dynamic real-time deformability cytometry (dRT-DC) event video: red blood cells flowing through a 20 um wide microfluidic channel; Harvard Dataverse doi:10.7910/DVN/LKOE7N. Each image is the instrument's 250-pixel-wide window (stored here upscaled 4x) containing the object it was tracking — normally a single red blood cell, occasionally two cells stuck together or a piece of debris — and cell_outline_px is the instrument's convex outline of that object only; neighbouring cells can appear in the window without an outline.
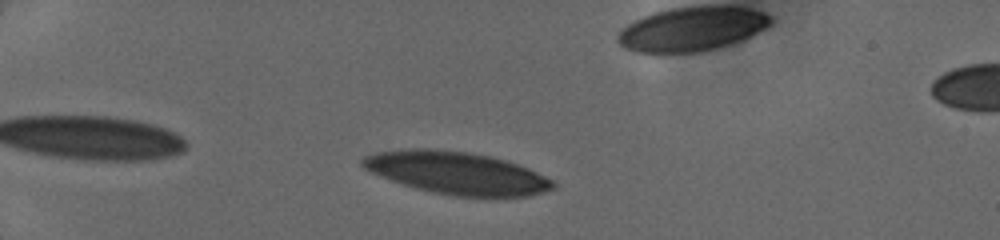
{"species": "human", "species_latin": "Homo sapiens", "temperature_condition": "cold", "stored_images_in_passage": 20, "camera_frame_rate_fps": 3000, "um_per_image_px": 0.085, "donor": {"sex": "female"}, "frame": {"image": 1, "passage_image": 4, "time_ms": 0.667, "image_size_px": [1000, 240], "cell_outline_px": [[556, 188], [528, 196], [456, 196], [432, 192], [416, 188], [380, 176], [364, 168], [360, 164], [360, 160], [364, 156], [376, 152], [400, 148], [428, 148], [468, 152], [488, 156], [504, 160], [528, 168], [552, 180], [556, 184]], "centroid_in_image_um": [38.78, 14.69], "position_along_channel_um": 46.2, "area_um2": 46.82}}
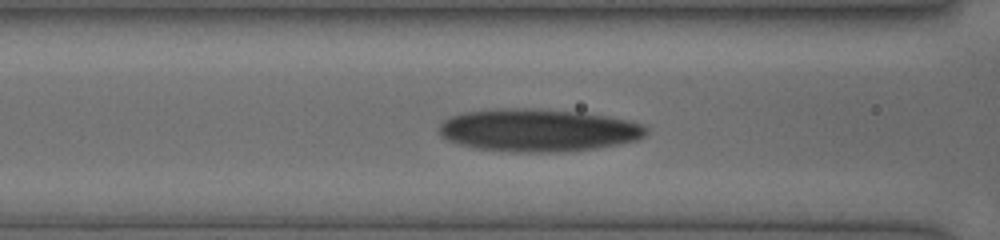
{"frame": {"image": 2, "passage_image": 12, "time_ms": 3.667, "image_size_px": [1000, 240], "cell_outline_px": [[648, 132], [644, 136], [636, 140], [620, 144], [596, 148], [560, 152], [512, 152], [476, 148], [460, 144], [448, 140], [440, 136], [440, 124], [444, 120], [452, 116], [464, 112], [496, 108], [536, 108], [580, 112], [608, 116], [628, 120], [644, 124], [648, 128]], "centroid_in_image_um": [45.77, 11.06], "position_along_channel_um": 120.8, "area_um2": 51.79}}
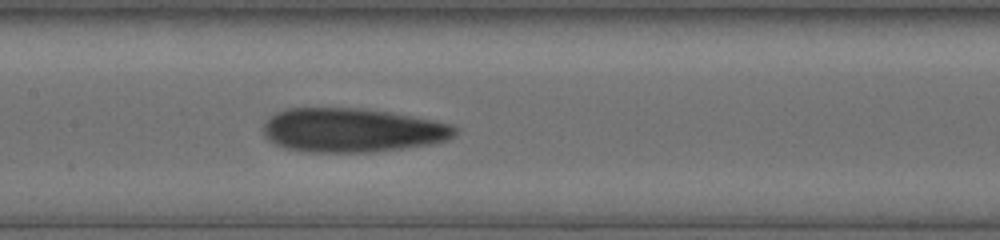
{"frame": {"image": 3, "passage_image": 18, "time_ms": 5.0, "image_size_px": [1000, 240], "cell_outline_px": [[456, 132], [448, 140], [432, 144], [372, 152], [308, 152], [284, 148], [268, 140], [264, 136], [264, 124], [276, 112], [284, 108], [364, 108], [388, 112], [432, 120], [448, 124], [456, 128]], "centroid_in_image_um": [29.89, 11.07], "position_along_channel_um": 177.5, "area_um2": 49.01}}